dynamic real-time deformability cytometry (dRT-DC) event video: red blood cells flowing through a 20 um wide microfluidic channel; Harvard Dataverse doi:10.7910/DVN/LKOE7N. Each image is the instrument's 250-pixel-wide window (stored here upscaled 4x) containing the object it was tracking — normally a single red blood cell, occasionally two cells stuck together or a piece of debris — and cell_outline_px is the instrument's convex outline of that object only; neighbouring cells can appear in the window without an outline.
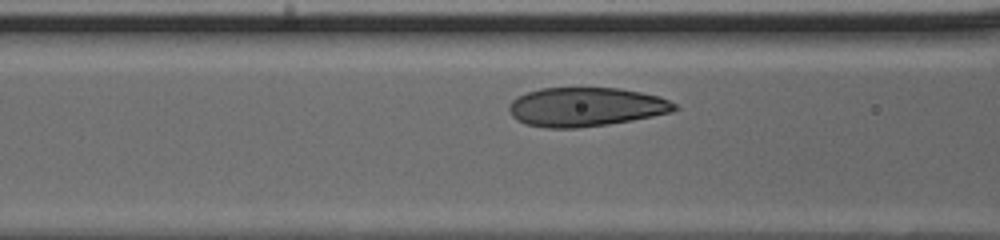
{"species": "human", "species_latin": "Homo sapiens", "temperature_condition": "cold", "stored_images_in_passage": 9, "camera_frame_rate_fps": 3000, "um_per_image_px": 0.085, "donor": {"sex": "male"}, "frame": {"image": 1, "passage_image": 7, "time_ms": 2.0, "image_size_px": [1000, 240], "cell_outline_px": [[680, 108], [672, 112], [632, 120], [608, 124], [576, 128], [548, 128], [524, 124], [516, 120], [512, 116], [508, 108], [512, 100], [516, 96], [540, 88], [620, 88], [660, 96], [676, 104]], "centroid_in_image_um": [49.79, 9.09], "position_along_channel_um": 116.8, "area_um2": 37.74}}